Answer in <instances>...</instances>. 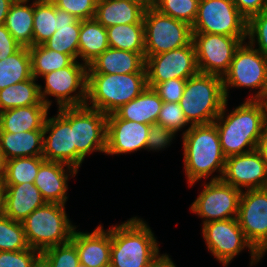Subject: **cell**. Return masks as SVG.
Segmentation results:
<instances>
[{
  "instance_id": "obj_57",
  "label": "cell",
  "mask_w": 267,
  "mask_h": 267,
  "mask_svg": "<svg viewBox=\"0 0 267 267\" xmlns=\"http://www.w3.org/2000/svg\"><path fill=\"white\" fill-rule=\"evenodd\" d=\"M77 267H88L87 265L79 263Z\"/></svg>"
},
{
  "instance_id": "obj_33",
  "label": "cell",
  "mask_w": 267,
  "mask_h": 267,
  "mask_svg": "<svg viewBox=\"0 0 267 267\" xmlns=\"http://www.w3.org/2000/svg\"><path fill=\"white\" fill-rule=\"evenodd\" d=\"M109 47L145 53L144 24H117L106 28Z\"/></svg>"
},
{
  "instance_id": "obj_11",
  "label": "cell",
  "mask_w": 267,
  "mask_h": 267,
  "mask_svg": "<svg viewBox=\"0 0 267 267\" xmlns=\"http://www.w3.org/2000/svg\"><path fill=\"white\" fill-rule=\"evenodd\" d=\"M203 239L208 250L225 267L245 247L250 250V266L257 264L263 257L247 240L237 218L203 223Z\"/></svg>"
},
{
  "instance_id": "obj_25",
  "label": "cell",
  "mask_w": 267,
  "mask_h": 267,
  "mask_svg": "<svg viewBox=\"0 0 267 267\" xmlns=\"http://www.w3.org/2000/svg\"><path fill=\"white\" fill-rule=\"evenodd\" d=\"M55 18H57V30L44 45L51 50L70 55L76 60L78 58L80 20L56 6Z\"/></svg>"
},
{
  "instance_id": "obj_18",
  "label": "cell",
  "mask_w": 267,
  "mask_h": 267,
  "mask_svg": "<svg viewBox=\"0 0 267 267\" xmlns=\"http://www.w3.org/2000/svg\"><path fill=\"white\" fill-rule=\"evenodd\" d=\"M55 116L47 117L45 121L42 156L46 161L62 162L76 168L73 127L59 112Z\"/></svg>"
},
{
  "instance_id": "obj_15",
  "label": "cell",
  "mask_w": 267,
  "mask_h": 267,
  "mask_svg": "<svg viewBox=\"0 0 267 267\" xmlns=\"http://www.w3.org/2000/svg\"><path fill=\"white\" fill-rule=\"evenodd\" d=\"M147 86L170 79H188L199 73L193 42L179 49L152 55L146 58Z\"/></svg>"
},
{
  "instance_id": "obj_38",
  "label": "cell",
  "mask_w": 267,
  "mask_h": 267,
  "mask_svg": "<svg viewBox=\"0 0 267 267\" xmlns=\"http://www.w3.org/2000/svg\"><path fill=\"white\" fill-rule=\"evenodd\" d=\"M199 0H155L154 8L160 13L193 25Z\"/></svg>"
},
{
  "instance_id": "obj_46",
  "label": "cell",
  "mask_w": 267,
  "mask_h": 267,
  "mask_svg": "<svg viewBox=\"0 0 267 267\" xmlns=\"http://www.w3.org/2000/svg\"><path fill=\"white\" fill-rule=\"evenodd\" d=\"M239 12L248 20L251 16L267 9L266 0H232Z\"/></svg>"
},
{
  "instance_id": "obj_35",
  "label": "cell",
  "mask_w": 267,
  "mask_h": 267,
  "mask_svg": "<svg viewBox=\"0 0 267 267\" xmlns=\"http://www.w3.org/2000/svg\"><path fill=\"white\" fill-rule=\"evenodd\" d=\"M45 161L43 156L17 157L5 161L3 184L34 183L39 168Z\"/></svg>"
},
{
  "instance_id": "obj_53",
  "label": "cell",
  "mask_w": 267,
  "mask_h": 267,
  "mask_svg": "<svg viewBox=\"0 0 267 267\" xmlns=\"http://www.w3.org/2000/svg\"><path fill=\"white\" fill-rule=\"evenodd\" d=\"M5 177V159L0 152V182H3Z\"/></svg>"
},
{
  "instance_id": "obj_41",
  "label": "cell",
  "mask_w": 267,
  "mask_h": 267,
  "mask_svg": "<svg viewBox=\"0 0 267 267\" xmlns=\"http://www.w3.org/2000/svg\"><path fill=\"white\" fill-rule=\"evenodd\" d=\"M157 122L175 134L189 124L180 103L174 102H163Z\"/></svg>"
},
{
  "instance_id": "obj_23",
  "label": "cell",
  "mask_w": 267,
  "mask_h": 267,
  "mask_svg": "<svg viewBox=\"0 0 267 267\" xmlns=\"http://www.w3.org/2000/svg\"><path fill=\"white\" fill-rule=\"evenodd\" d=\"M145 53H134L109 47L87 69V73L130 74L146 72Z\"/></svg>"
},
{
  "instance_id": "obj_54",
  "label": "cell",
  "mask_w": 267,
  "mask_h": 267,
  "mask_svg": "<svg viewBox=\"0 0 267 267\" xmlns=\"http://www.w3.org/2000/svg\"><path fill=\"white\" fill-rule=\"evenodd\" d=\"M3 203H4V185L0 182V215L3 214Z\"/></svg>"
},
{
  "instance_id": "obj_36",
  "label": "cell",
  "mask_w": 267,
  "mask_h": 267,
  "mask_svg": "<svg viewBox=\"0 0 267 267\" xmlns=\"http://www.w3.org/2000/svg\"><path fill=\"white\" fill-rule=\"evenodd\" d=\"M55 5L50 0L34 1L33 46L44 44L57 30Z\"/></svg>"
},
{
  "instance_id": "obj_48",
  "label": "cell",
  "mask_w": 267,
  "mask_h": 267,
  "mask_svg": "<svg viewBox=\"0 0 267 267\" xmlns=\"http://www.w3.org/2000/svg\"><path fill=\"white\" fill-rule=\"evenodd\" d=\"M256 150L260 153L262 160L267 166V129L263 130L261 137L258 140Z\"/></svg>"
},
{
  "instance_id": "obj_37",
  "label": "cell",
  "mask_w": 267,
  "mask_h": 267,
  "mask_svg": "<svg viewBox=\"0 0 267 267\" xmlns=\"http://www.w3.org/2000/svg\"><path fill=\"white\" fill-rule=\"evenodd\" d=\"M28 248L23 224L1 214L0 251H21Z\"/></svg>"
},
{
  "instance_id": "obj_20",
  "label": "cell",
  "mask_w": 267,
  "mask_h": 267,
  "mask_svg": "<svg viewBox=\"0 0 267 267\" xmlns=\"http://www.w3.org/2000/svg\"><path fill=\"white\" fill-rule=\"evenodd\" d=\"M71 242L76 246L81 264L88 267H110V229L104 230L99 225L93 232L84 233L75 228Z\"/></svg>"
},
{
  "instance_id": "obj_56",
  "label": "cell",
  "mask_w": 267,
  "mask_h": 267,
  "mask_svg": "<svg viewBox=\"0 0 267 267\" xmlns=\"http://www.w3.org/2000/svg\"><path fill=\"white\" fill-rule=\"evenodd\" d=\"M262 98H267V86H266V89H265V92L263 94V97Z\"/></svg>"
},
{
  "instance_id": "obj_27",
  "label": "cell",
  "mask_w": 267,
  "mask_h": 267,
  "mask_svg": "<svg viewBox=\"0 0 267 267\" xmlns=\"http://www.w3.org/2000/svg\"><path fill=\"white\" fill-rule=\"evenodd\" d=\"M43 130L0 132V152L5 161L17 157L42 156Z\"/></svg>"
},
{
  "instance_id": "obj_32",
  "label": "cell",
  "mask_w": 267,
  "mask_h": 267,
  "mask_svg": "<svg viewBox=\"0 0 267 267\" xmlns=\"http://www.w3.org/2000/svg\"><path fill=\"white\" fill-rule=\"evenodd\" d=\"M29 47H20L0 61V90L32 78Z\"/></svg>"
},
{
  "instance_id": "obj_50",
  "label": "cell",
  "mask_w": 267,
  "mask_h": 267,
  "mask_svg": "<svg viewBox=\"0 0 267 267\" xmlns=\"http://www.w3.org/2000/svg\"><path fill=\"white\" fill-rule=\"evenodd\" d=\"M14 1L15 0H0V26L5 24L9 8Z\"/></svg>"
},
{
  "instance_id": "obj_10",
  "label": "cell",
  "mask_w": 267,
  "mask_h": 267,
  "mask_svg": "<svg viewBox=\"0 0 267 267\" xmlns=\"http://www.w3.org/2000/svg\"><path fill=\"white\" fill-rule=\"evenodd\" d=\"M247 43L243 42L236 50L229 70L222 78L226 99L229 95L228 89L232 87L257 89L258 92L247 100H260L265 92L267 57Z\"/></svg>"
},
{
  "instance_id": "obj_28",
  "label": "cell",
  "mask_w": 267,
  "mask_h": 267,
  "mask_svg": "<svg viewBox=\"0 0 267 267\" xmlns=\"http://www.w3.org/2000/svg\"><path fill=\"white\" fill-rule=\"evenodd\" d=\"M145 10L128 0H97L95 19L105 28L117 24L143 23Z\"/></svg>"
},
{
  "instance_id": "obj_39",
  "label": "cell",
  "mask_w": 267,
  "mask_h": 267,
  "mask_svg": "<svg viewBox=\"0 0 267 267\" xmlns=\"http://www.w3.org/2000/svg\"><path fill=\"white\" fill-rule=\"evenodd\" d=\"M247 38L252 47L257 42V50L267 57V9L247 20Z\"/></svg>"
},
{
  "instance_id": "obj_2",
  "label": "cell",
  "mask_w": 267,
  "mask_h": 267,
  "mask_svg": "<svg viewBox=\"0 0 267 267\" xmlns=\"http://www.w3.org/2000/svg\"><path fill=\"white\" fill-rule=\"evenodd\" d=\"M184 170L189 187L200 179L221 180L226 156L223 154L217 127L214 123L192 125L183 132Z\"/></svg>"
},
{
  "instance_id": "obj_21",
  "label": "cell",
  "mask_w": 267,
  "mask_h": 267,
  "mask_svg": "<svg viewBox=\"0 0 267 267\" xmlns=\"http://www.w3.org/2000/svg\"><path fill=\"white\" fill-rule=\"evenodd\" d=\"M77 172L76 168L65 163L45 161L39 168L34 185L46 202L65 205L68 199V176H76Z\"/></svg>"
},
{
  "instance_id": "obj_8",
  "label": "cell",
  "mask_w": 267,
  "mask_h": 267,
  "mask_svg": "<svg viewBox=\"0 0 267 267\" xmlns=\"http://www.w3.org/2000/svg\"><path fill=\"white\" fill-rule=\"evenodd\" d=\"M145 59L190 45L192 26L184 21L160 13L155 8L144 12Z\"/></svg>"
},
{
  "instance_id": "obj_19",
  "label": "cell",
  "mask_w": 267,
  "mask_h": 267,
  "mask_svg": "<svg viewBox=\"0 0 267 267\" xmlns=\"http://www.w3.org/2000/svg\"><path fill=\"white\" fill-rule=\"evenodd\" d=\"M149 125L118 118L107 114V134L105 154H127L145 149Z\"/></svg>"
},
{
  "instance_id": "obj_13",
  "label": "cell",
  "mask_w": 267,
  "mask_h": 267,
  "mask_svg": "<svg viewBox=\"0 0 267 267\" xmlns=\"http://www.w3.org/2000/svg\"><path fill=\"white\" fill-rule=\"evenodd\" d=\"M247 37L193 33L199 73L222 77L228 72L236 50Z\"/></svg>"
},
{
  "instance_id": "obj_51",
  "label": "cell",
  "mask_w": 267,
  "mask_h": 267,
  "mask_svg": "<svg viewBox=\"0 0 267 267\" xmlns=\"http://www.w3.org/2000/svg\"><path fill=\"white\" fill-rule=\"evenodd\" d=\"M31 267H52L49 259L40 252L34 259Z\"/></svg>"
},
{
  "instance_id": "obj_16",
  "label": "cell",
  "mask_w": 267,
  "mask_h": 267,
  "mask_svg": "<svg viewBox=\"0 0 267 267\" xmlns=\"http://www.w3.org/2000/svg\"><path fill=\"white\" fill-rule=\"evenodd\" d=\"M237 221L247 240L264 256L267 251V188L242 191Z\"/></svg>"
},
{
  "instance_id": "obj_14",
  "label": "cell",
  "mask_w": 267,
  "mask_h": 267,
  "mask_svg": "<svg viewBox=\"0 0 267 267\" xmlns=\"http://www.w3.org/2000/svg\"><path fill=\"white\" fill-rule=\"evenodd\" d=\"M203 188L190 207L203 223L237 218L242 191L222 180H210Z\"/></svg>"
},
{
  "instance_id": "obj_29",
  "label": "cell",
  "mask_w": 267,
  "mask_h": 267,
  "mask_svg": "<svg viewBox=\"0 0 267 267\" xmlns=\"http://www.w3.org/2000/svg\"><path fill=\"white\" fill-rule=\"evenodd\" d=\"M15 0L8 11L5 20V27L12 37L22 46H33V19L34 0Z\"/></svg>"
},
{
  "instance_id": "obj_1",
  "label": "cell",
  "mask_w": 267,
  "mask_h": 267,
  "mask_svg": "<svg viewBox=\"0 0 267 267\" xmlns=\"http://www.w3.org/2000/svg\"><path fill=\"white\" fill-rule=\"evenodd\" d=\"M227 103L213 122L226 158L255 150L265 129L264 108L260 100L246 99L228 115Z\"/></svg>"
},
{
  "instance_id": "obj_4",
  "label": "cell",
  "mask_w": 267,
  "mask_h": 267,
  "mask_svg": "<svg viewBox=\"0 0 267 267\" xmlns=\"http://www.w3.org/2000/svg\"><path fill=\"white\" fill-rule=\"evenodd\" d=\"M146 87V72L130 74L87 73L85 105L102 113L110 114L138 97Z\"/></svg>"
},
{
  "instance_id": "obj_7",
  "label": "cell",
  "mask_w": 267,
  "mask_h": 267,
  "mask_svg": "<svg viewBox=\"0 0 267 267\" xmlns=\"http://www.w3.org/2000/svg\"><path fill=\"white\" fill-rule=\"evenodd\" d=\"M58 112L73 127V145L76 148V169L85 156L93 151L105 153L107 134V114L86 105L64 107Z\"/></svg>"
},
{
  "instance_id": "obj_9",
  "label": "cell",
  "mask_w": 267,
  "mask_h": 267,
  "mask_svg": "<svg viewBox=\"0 0 267 267\" xmlns=\"http://www.w3.org/2000/svg\"><path fill=\"white\" fill-rule=\"evenodd\" d=\"M87 69L86 64H83V62L80 64L77 60H74L69 66L41 76L45 80L44 88L39 85L42 101L50 108L52 101L47 98L49 95L56 98L58 109L85 105L87 99Z\"/></svg>"
},
{
  "instance_id": "obj_52",
  "label": "cell",
  "mask_w": 267,
  "mask_h": 267,
  "mask_svg": "<svg viewBox=\"0 0 267 267\" xmlns=\"http://www.w3.org/2000/svg\"><path fill=\"white\" fill-rule=\"evenodd\" d=\"M132 3L138 4L141 6L145 11L151 8H154L155 0H128Z\"/></svg>"
},
{
  "instance_id": "obj_40",
  "label": "cell",
  "mask_w": 267,
  "mask_h": 267,
  "mask_svg": "<svg viewBox=\"0 0 267 267\" xmlns=\"http://www.w3.org/2000/svg\"><path fill=\"white\" fill-rule=\"evenodd\" d=\"M52 267H77L79 262L76 246L71 242L50 247L42 252Z\"/></svg>"
},
{
  "instance_id": "obj_43",
  "label": "cell",
  "mask_w": 267,
  "mask_h": 267,
  "mask_svg": "<svg viewBox=\"0 0 267 267\" xmlns=\"http://www.w3.org/2000/svg\"><path fill=\"white\" fill-rule=\"evenodd\" d=\"M39 253L30 247L21 251H0V267H31Z\"/></svg>"
},
{
  "instance_id": "obj_6",
  "label": "cell",
  "mask_w": 267,
  "mask_h": 267,
  "mask_svg": "<svg viewBox=\"0 0 267 267\" xmlns=\"http://www.w3.org/2000/svg\"><path fill=\"white\" fill-rule=\"evenodd\" d=\"M64 206L47 202L26 217L22 224L30 248L43 252L71 241L77 227L69 220Z\"/></svg>"
},
{
  "instance_id": "obj_30",
  "label": "cell",
  "mask_w": 267,
  "mask_h": 267,
  "mask_svg": "<svg viewBox=\"0 0 267 267\" xmlns=\"http://www.w3.org/2000/svg\"><path fill=\"white\" fill-rule=\"evenodd\" d=\"M108 48L106 28L95 18L80 20L78 58L88 66Z\"/></svg>"
},
{
  "instance_id": "obj_31",
  "label": "cell",
  "mask_w": 267,
  "mask_h": 267,
  "mask_svg": "<svg viewBox=\"0 0 267 267\" xmlns=\"http://www.w3.org/2000/svg\"><path fill=\"white\" fill-rule=\"evenodd\" d=\"M36 80L35 77H32L1 89L0 112L31 105H46L41 99L39 85Z\"/></svg>"
},
{
  "instance_id": "obj_55",
  "label": "cell",
  "mask_w": 267,
  "mask_h": 267,
  "mask_svg": "<svg viewBox=\"0 0 267 267\" xmlns=\"http://www.w3.org/2000/svg\"><path fill=\"white\" fill-rule=\"evenodd\" d=\"M260 102L264 108V120H265V128L267 129V98H261Z\"/></svg>"
},
{
  "instance_id": "obj_26",
  "label": "cell",
  "mask_w": 267,
  "mask_h": 267,
  "mask_svg": "<svg viewBox=\"0 0 267 267\" xmlns=\"http://www.w3.org/2000/svg\"><path fill=\"white\" fill-rule=\"evenodd\" d=\"M162 105L163 101L158 93L147 86L138 97L120 106L113 113L123 120L150 125L157 122Z\"/></svg>"
},
{
  "instance_id": "obj_49",
  "label": "cell",
  "mask_w": 267,
  "mask_h": 267,
  "mask_svg": "<svg viewBox=\"0 0 267 267\" xmlns=\"http://www.w3.org/2000/svg\"><path fill=\"white\" fill-rule=\"evenodd\" d=\"M148 267H176V264L165 253L158 255V257Z\"/></svg>"
},
{
  "instance_id": "obj_12",
  "label": "cell",
  "mask_w": 267,
  "mask_h": 267,
  "mask_svg": "<svg viewBox=\"0 0 267 267\" xmlns=\"http://www.w3.org/2000/svg\"><path fill=\"white\" fill-rule=\"evenodd\" d=\"M192 32L247 37V19L232 0H199Z\"/></svg>"
},
{
  "instance_id": "obj_44",
  "label": "cell",
  "mask_w": 267,
  "mask_h": 267,
  "mask_svg": "<svg viewBox=\"0 0 267 267\" xmlns=\"http://www.w3.org/2000/svg\"><path fill=\"white\" fill-rule=\"evenodd\" d=\"M175 133L162 124L154 122L149 125V133L146 143V149L150 150H161L166 148L175 138ZM150 149V150H149Z\"/></svg>"
},
{
  "instance_id": "obj_24",
  "label": "cell",
  "mask_w": 267,
  "mask_h": 267,
  "mask_svg": "<svg viewBox=\"0 0 267 267\" xmlns=\"http://www.w3.org/2000/svg\"><path fill=\"white\" fill-rule=\"evenodd\" d=\"M48 110L47 105H31L0 112V132L43 130Z\"/></svg>"
},
{
  "instance_id": "obj_34",
  "label": "cell",
  "mask_w": 267,
  "mask_h": 267,
  "mask_svg": "<svg viewBox=\"0 0 267 267\" xmlns=\"http://www.w3.org/2000/svg\"><path fill=\"white\" fill-rule=\"evenodd\" d=\"M33 77L40 78L49 72L69 66L74 59L67 54L47 48L44 44L29 47Z\"/></svg>"
},
{
  "instance_id": "obj_5",
  "label": "cell",
  "mask_w": 267,
  "mask_h": 267,
  "mask_svg": "<svg viewBox=\"0 0 267 267\" xmlns=\"http://www.w3.org/2000/svg\"><path fill=\"white\" fill-rule=\"evenodd\" d=\"M226 101L222 77L198 73L187 79L179 103L192 126L213 123Z\"/></svg>"
},
{
  "instance_id": "obj_22",
  "label": "cell",
  "mask_w": 267,
  "mask_h": 267,
  "mask_svg": "<svg viewBox=\"0 0 267 267\" xmlns=\"http://www.w3.org/2000/svg\"><path fill=\"white\" fill-rule=\"evenodd\" d=\"M3 185V214L16 222L22 223L30 213L47 203L34 183Z\"/></svg>"
},
{
  "instance_id": "obj_45",
  "label": "cell",
  "mask_w": 267,
  "mask_h": 267,
  "mask_svg": "<svg viewBox=\"0 0 267 267\" xmlns=\"http://www.w3.org/2000/svg\"><path fill=\"white\" fill-rule=\"evenodd\" d=\"M187 79H170L158 83L153 89L158 93L163 102L179 103L186 86Z\"/></svg>"
},
{
  "instance_id": "obj_17",
  "label": "cell",
  "mask_w": 267,
  "mask_h": 267,
  "mask_svg": "<svg viewBox=\"0 0 267 267\" xmlns=\"http://www.w3.org/2000/svg\"><path fill=\"white\" fill-rule=\"evenodd\" d=\"M221 180L243 191L267 188V166L260 153L251 152L226 158Z\"/></svg>"
},
{
  "instance_id": "obj_42",
  "label": "cell",
  "mask_w": 267,
  "mask_h": 267,
  "mask_svg": "<svg viewBox=\"0 0 267 267\" xmlns=\"http://www.w3.org/2000/svg\"><path fill=\"white\" fill-rule=\"evenodd\" d=\"M57 8L67 11L78 20L93 19L97 0H50Z\"/></svg>"
},
{
  "instance_id": "obj_3",
  "label": "cell",
  "mask_w": 267,
  "mask_h": 267,
  "mask_svg": "<svg viewBox=\"0 0 267 267\" xmlns=\"http://www.w3.org/2000/svg\"><path fill=\"white\" fill-rule=\"evenodd\" d=\"M110 233V267H148L160 254L154 233L140 218L111 226Z\"/></svg>"
},
{
  "instance_id": "obj_47",
  "label": "cell",
  "mask_w": 267,
  "mask_h": 267,
  "mask_svg": "<svg viewBox=\"0 0 267 267\" xmlns=\"http://www.w3.org/2000/svg\"><path fill=\"white\" fill-rule=\"evenodd\" d=\"M21 45L12 37L5 25L0 26V61L14 54Z\"/></svg>"
}]
</instances>
